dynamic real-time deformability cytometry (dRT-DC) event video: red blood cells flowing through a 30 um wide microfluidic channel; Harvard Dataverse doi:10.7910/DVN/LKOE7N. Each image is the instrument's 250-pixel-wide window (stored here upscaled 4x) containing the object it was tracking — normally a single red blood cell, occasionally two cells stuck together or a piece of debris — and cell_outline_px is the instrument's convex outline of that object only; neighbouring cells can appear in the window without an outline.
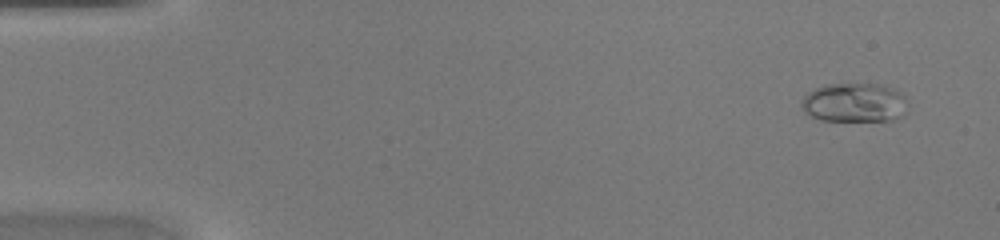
{"species": "common noctule bat (a hibernating species)", "species_latin": "Nyctalus noctula", "temperature_condition": "warm", "stored_images_in_passage": 45, "camera_frame_rate_fps": 3000, "um_per_image_px": 0.085, "animal": {"sex": "female", "body_mass_g": 20.0, "forearm_length_mm": 54.0}, "frame": {"image": 1, "passage_image": 3, "time_ms": 0.667, "image_size_px": [1000, 240], "cell_outline_px": [[908, 112], [904, 116], [892, 120], [820, 120], [808, 116], [804, 112], [800, 104], [804, 96], [808, 92], [824, 84], [884, 84], [900, 92], [904, 96], [908, 104]], "centroid_in_image_um": [72.65, 8.72], "position_along_channel_um": 12.4, "area_um2": 24.62}}
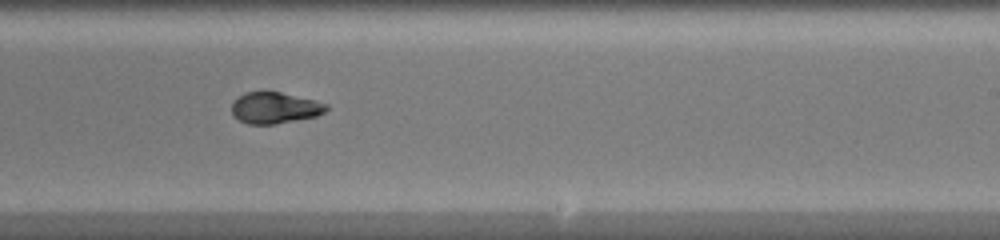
{"frame": {"image": 2, "passage_image": 28, "time_ms": 9.0, "image_size_px": [1000, 240], "cell_outline_px": [[328, 108], [324, 112], [316, 116], [276, 124], [248, 124], [232, 116], [232, 100], [244, 92], [280, 92], [316, 100], [328, 104]], "centroid_in_image_um": [23.33, 9.16], "position_along_channel_um": 265.7, "area_um2": 17.34}}
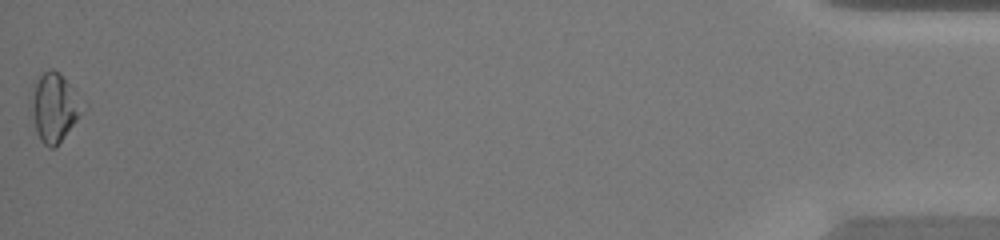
{"frame": {"image": 3, "passage_image": 45, "time_ms": 14.667, "image_size_px": [1000, 240], "cell_outline_px": [[88, 108], [56, 148], [48, 148], [40, 140], [36, 132], [32, 108], [32, 88], [36, 80], [44, 72], [52, 68], [60, 72], [88, 104]], "centroid_in_image_um": [4.72, 9.14], "position_along_channel_um": 430.5, "area_um2": 21.15}}